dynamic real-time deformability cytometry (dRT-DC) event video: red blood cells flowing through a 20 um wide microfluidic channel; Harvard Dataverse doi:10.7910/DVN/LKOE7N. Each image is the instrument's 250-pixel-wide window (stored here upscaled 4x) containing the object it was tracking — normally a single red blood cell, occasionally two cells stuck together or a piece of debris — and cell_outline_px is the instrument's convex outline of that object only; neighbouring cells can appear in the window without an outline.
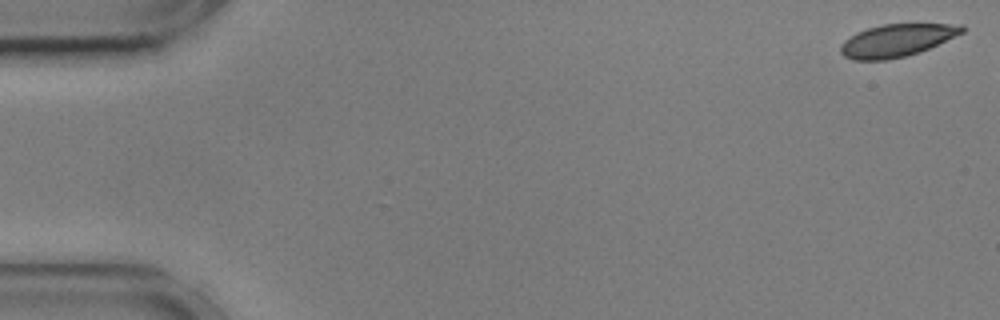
{"species": "common noctule bat (a hibernating species)", "species_latin": "Nyctalus noctula", "temperature_condition": "cold", "stored_images_in_passage": 56, "camera_frame_rate_fps": 3000, "um_per_image_px": 0.085, "animal": {"sex": "male", "body_mass_g": 17.9, "forearm_length_mm": 54.2}, "frame": {"image": 1, "passage_image": 1, "time_ms": 0.0, "image_size_px": [1000, 320], "cell_outline_px": [[964, 32], [920, 52], [888, 60], [852, 60], [844, 56], [840, 52], [840, 44], [844, 40], [856, 32], [880, 24], [964, 24]], "centroid_in_image_um": [76.19, 3.43], "position_along_channel_um": 8.8, "area_um2": 23.06}}
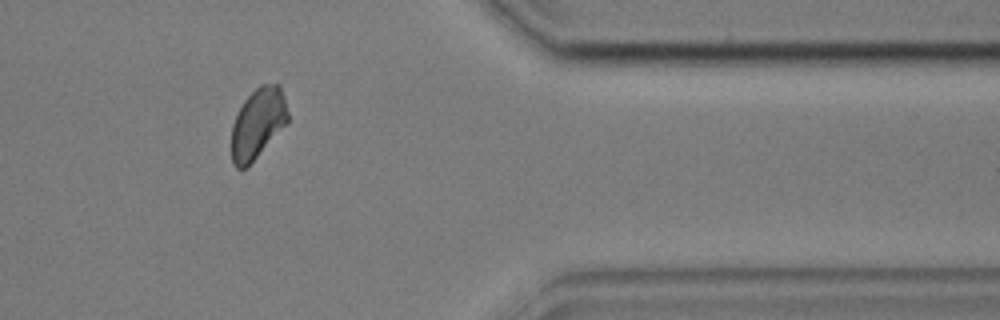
{"frame": {"image": 2, "passage_image": 46, "time_ms": 15.0, "image_size_px": [1000, 320], "cell_outline_px": [[288, 124], [248, 168], [236, 168], [232, 164], [232, 124], [244, 100], [260, 84], [280, 84], [284, 96], [288, 112]], "centroid_in_image_um": [21.94, 10.52], "position_along_channel_um": 389.5, "area_um2": 23.47}}
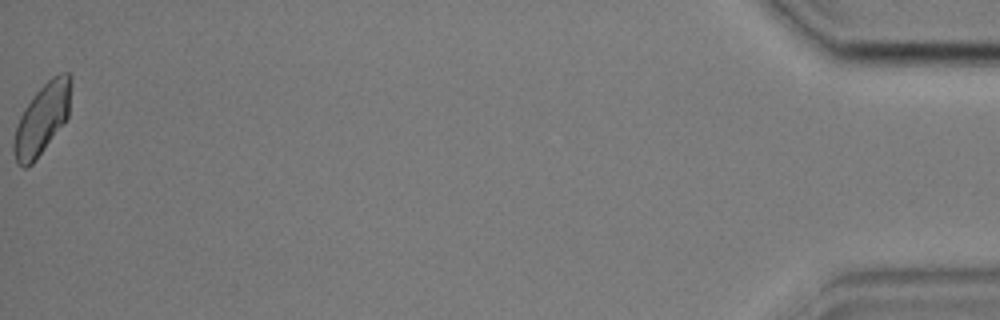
{"frame": {"image": 3, "passage_image": 56, "time_ms": 18.333, "image_size_px": [1000, 320], "cell_outline_px": [[72, 84], [68, 116], [32, 164], [24, 168], [16, 164], [12, 148], [12, 144], [16, 128], [20, 116], [24, 108], [36, 92], [52, 76], [60, 72], [68, 72], [72, 76]], "centroid_in_image_um": [3.57, 10.08], "position_along_channel_um": 431.6, "area_um2": 23.35}, "authors_computed_cell_mechanics": {"area_um2": 24.1604, "velocity_mm_per_s": 3.5726, "shape_relaxation_time_tau1_ms": 3.305, "shape_relaxation_time_tau2_ms": 2.2126, "deformation_change_tau1": 0.0939, "deformation_change_tau2": 0.074}}